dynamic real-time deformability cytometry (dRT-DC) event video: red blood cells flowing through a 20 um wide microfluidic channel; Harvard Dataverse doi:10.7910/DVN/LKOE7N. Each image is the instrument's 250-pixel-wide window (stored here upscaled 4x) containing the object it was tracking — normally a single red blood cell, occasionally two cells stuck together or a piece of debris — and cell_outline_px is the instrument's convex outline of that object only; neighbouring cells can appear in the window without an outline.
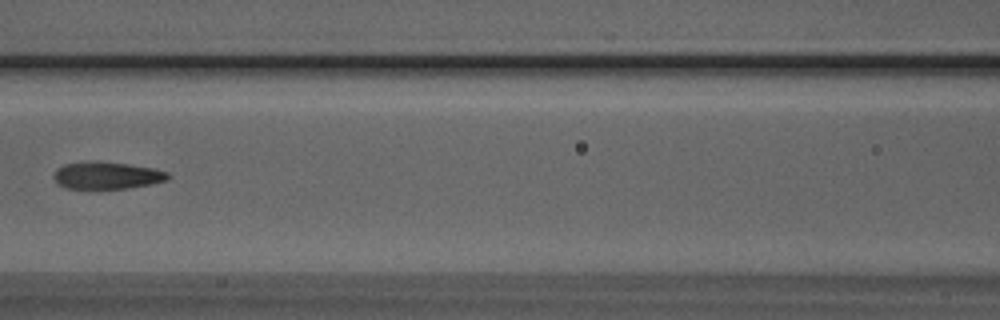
{"species": "Egyptian fruit bat (a non-hibernating species)", "species_latin": "Rousettus aegyptiacus", "temperature_condition": "room temperature", "stored_images_in_passage": 6, "camera_frame_rate_fps": 3000, "um_per_image_px": 0.085, "animal": {"sex": "male"}, "frame": {"image": 1, "passage_image": 6, "time_ms": 1.667, "image_size_px": [1000, 320], "cell_outline_px": [[172, 176], [168, 180], [152, 184], [128, 188], [68, 188], [60, 184], [52, 176], [56, 168], [64, 164], [92, 160], [96, 160], [128, 164], [152, 168], [168, 172]], "centroid_in_image_um": [9.11, 14.89], "position_along_channel_um": 157.5, "area_um2": 18.21}}